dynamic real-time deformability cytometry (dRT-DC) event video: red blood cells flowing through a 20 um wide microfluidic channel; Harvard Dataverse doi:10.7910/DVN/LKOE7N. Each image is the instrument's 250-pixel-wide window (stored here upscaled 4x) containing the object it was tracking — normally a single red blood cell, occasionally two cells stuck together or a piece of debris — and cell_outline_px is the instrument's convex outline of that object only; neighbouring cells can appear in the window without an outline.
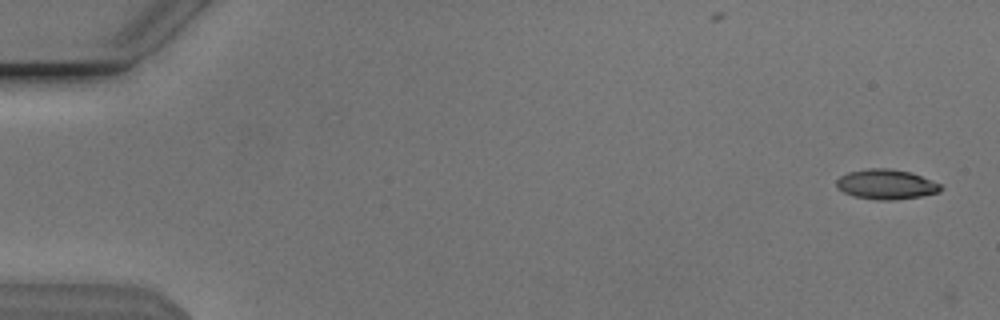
{"species": "Egyptian fruit bat (a non-hibernating species)", "species_latin": "Rousettus aegyptiacus", "temperature_condition": "cold", "stored_images_in_passage": 3, "camera_frame_rate_fps": 3000, "um_per_image_px": 0.085, "animal": {"sex": "male"}, "frame": {"image": 1, "passage_image": 2, "time_ms": 0.333, "image_size_px": [1000, 320], "cell_outline_px": [[944, 188], [940, 192], [920, 196], [896, 200], [876, 200], [852, 196], [836, 188], [836, 180], [840, 176], [848, 172], [868, 168], [888, 168], [908, 172], [944, 184]], "centroid_in_image_um": [75.33, 15.68], "position_along_channel_um": 9.7, "area_um2": 18.38}}